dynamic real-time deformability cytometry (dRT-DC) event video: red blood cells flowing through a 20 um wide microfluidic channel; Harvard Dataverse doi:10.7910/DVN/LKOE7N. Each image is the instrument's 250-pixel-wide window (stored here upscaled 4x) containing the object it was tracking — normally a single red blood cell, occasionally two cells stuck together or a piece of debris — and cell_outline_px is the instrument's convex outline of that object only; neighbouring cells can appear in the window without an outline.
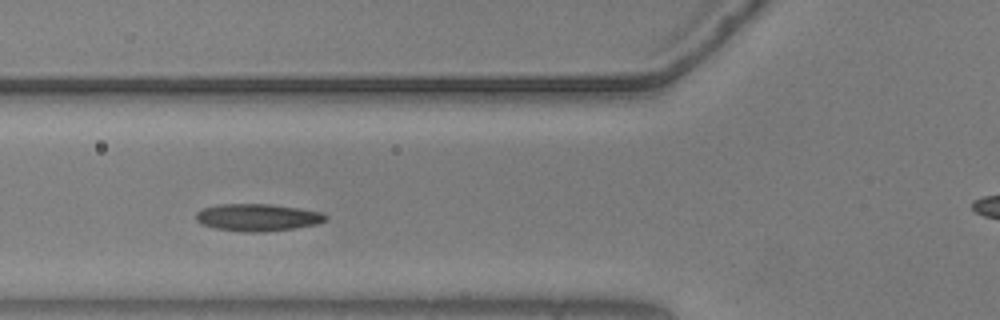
{"species": "common noctule bat (a hibernating species)", "species_latin": "Nyctalus noctula", "temperature_condition": "warm", "stored_images_in_passage": 50, "camera_frame_rate_fps": 3000, "um_per_image_px": 0.085, "animal": {"sex": "male", "body_mass_g": 20.5, "forearm_length_mm": 52.5}, "frame": {"image": 1, "passage_image": 14, "time_ms": 4.333, "image_size_px": [1000, 320], "cell_outline_px": [[328, 220], [316, 224], [296, 228], [264, 232], [244, 232], [216, 228], [200, 224], [196, 220], [196, 212], [204, 208], [220, 204], [268, 204], [300, 208], [324, 212], [328, 216]], "centroid_in_image_um": [21.94, 18.48], "position_along_channel_um": 103.9, "area_um2": 20.75}}
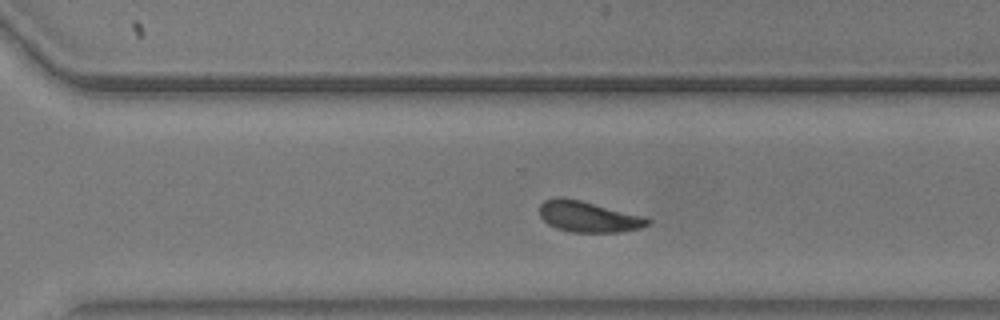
{"frame": {"image": 2, "passage_image": 32, "time_ms": 10.333, "image_size_px": [1000, 320], "cell_outline_px": [[652, 220], [648, 224], [640, 228], [616, 232], [572, 232], [556, 228], [548, 224], [540, 216], [540, 204], [544, 200], [556, 196], [564, 196], [644, 216]], "centroid_in_image_um": [49.97, 18.4], "position_along_channel_um": 320.6, "area_um2": 19.48}}
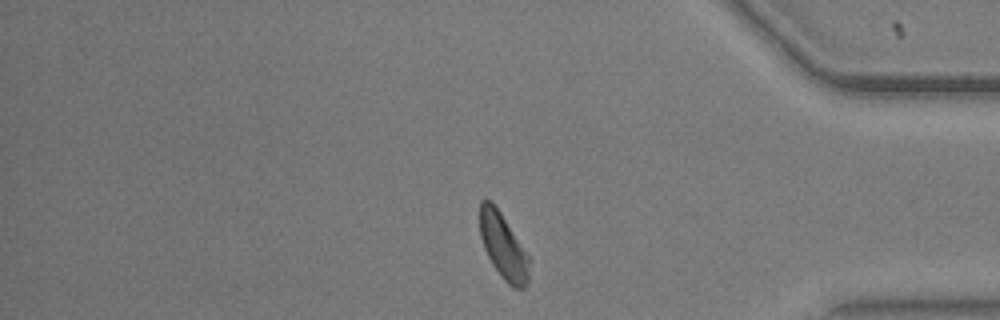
{"frame": {"image": 3, "passage_image": 40, "time_ms": 13.0, "image_size_px": [1000, 320], "cell_outline_px": [[528, 280], [524, 288], [512, 288], [504, 280], [492, 264], [484, 248], [480, 236], [480, 200], [492, 200], [500, 212], [528, 256]], "centroid_in_image_um": [42.74, 20.93], "position_along_channel_um": 392.5, "area_um2": 18.38}, "authors_computed_cell_mechanics": {"area_um2": 19.7098, "velocity_mm_per_s": 3.6211, "shape_relaxation_time_tau1_ms": 3.7858, "shape_relaxation_time_tau2_ms": 4.942, "deformation_change_tau1": 0.1108, "deformation_change_tau2": 0.1121}}